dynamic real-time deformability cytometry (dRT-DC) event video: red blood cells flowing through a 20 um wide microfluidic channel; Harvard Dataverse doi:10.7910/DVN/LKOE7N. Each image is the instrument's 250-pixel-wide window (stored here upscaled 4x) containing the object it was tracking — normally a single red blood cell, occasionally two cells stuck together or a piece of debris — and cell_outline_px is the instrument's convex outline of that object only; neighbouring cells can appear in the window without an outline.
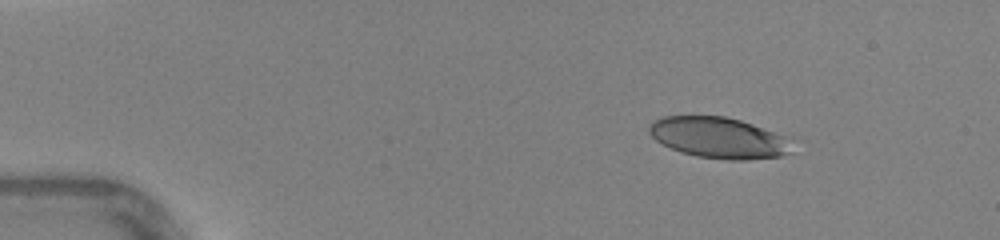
{"species": "human", "species_latin": "Homo sapiens", "temperature_condition": "warm", "stored_images_in_passage": 46, "camera_frame_rate_fps": 3000, "um_per_image_px": 0.085, "donor": {"sex": "female"}, "frame": {"image": 1, "passage_image": 7, "time_ms": 2.0, "image_size_px": [1000, 240], "cell_outline_px": [[792, 152], [780, 156], [748, 160], [728, 160], [696, 156], [680, 152], [656, 140], [648, 132], [648, 128], [652, 120], [664, 116], [724, 116], [740, 120], [752, 124], [784, 136]], "centroid_in_image_um": [61.03, 11.71], "position_along_channel_um": 24.0, "area_um2": 33.81}}
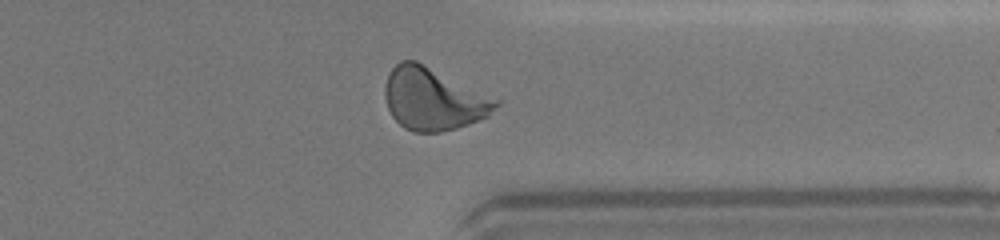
{"frame": {"image": 2, "passage_image": 37, "time_ms": 12.0, "image_size_px": [1000, 240], "cell_outline_px": [[500, 104], [488, 116], [468, 124], [456, 128], [440, 132], [412, 132], [404, 128], [392, 116], [388, 108], [384, 96], [384, 88], [388, 76], [392, 68], [400, 60], [416, 60], [500, 100]], "centroid_in_image_um": [36.82, 8.42], "position_along_channel_um": 374.6, "area_um2": 40.17}}
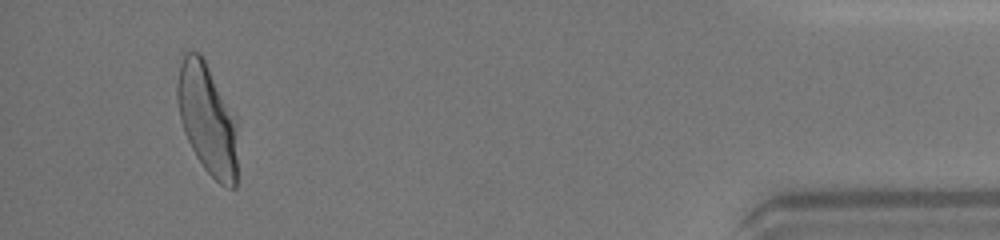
{"frame": {"image": 3, "passage_image": 44, "time_ms": 14.333, "image_size_px": [1000, 240], "cell_outline_px": [[236, 188], [228, 188], [220, 184], [204, 168], [196, 156], [184, 132], [180, 120], [176, 96], [176, 84], [180, 64], [184, 52], [200, 52], [236, 116]], "centroid_in_image_um": [17.61, 10.11], "position_along_channel_um": 417.6, "area_um2": 38.9}, "authors_computed_cell_mechanics": {"area_um2": 37.1943, "velocity_mm_per_s": 4.4026, "shape_relaxation_time_tau1_ms": 5.4479, "shape_relaxation_time_tau2_ms": 0.6886, "deformation_change_tau1": 0.2267, "deformation_change_tau2": 0.0798}}